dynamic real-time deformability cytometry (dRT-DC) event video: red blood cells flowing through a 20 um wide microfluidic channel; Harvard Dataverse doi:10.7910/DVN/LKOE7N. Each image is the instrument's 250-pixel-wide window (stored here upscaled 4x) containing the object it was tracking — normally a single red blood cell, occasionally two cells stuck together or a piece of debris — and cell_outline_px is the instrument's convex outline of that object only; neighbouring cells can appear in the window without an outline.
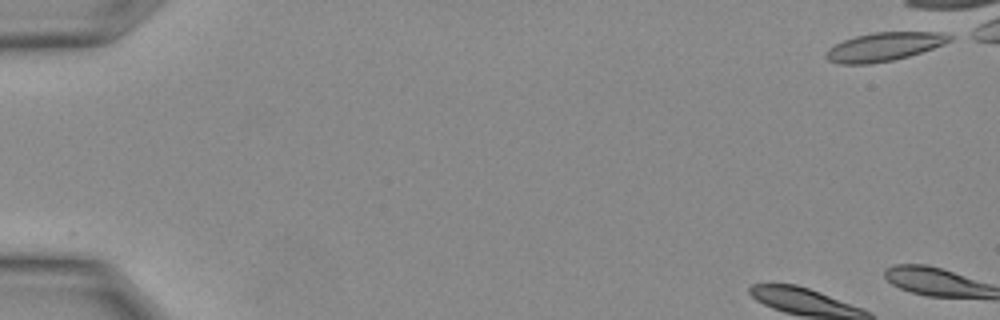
{"species": "Egyptian fruit bat (a non-hibernating species)", "species_latin": "Rousettus aegyptiacus", "temperature_condition": "warm", "stored_images_in_passage": 2, "camera_frame_rate_fps": 3000, "um_per_image_px": 0.085, "animal": {"sex": "female"}, "frame": {"image": 1, "passage_image": 1, "time_ms": 0.0, "image_size_px": [1000, 320], "cell_outline_px": [[952, 40], [944, 44], [908, 56], [892, 60], [868, 64], [840, 64], [828, 60], [824, 56], [828, 48], [844, 40], [856, 36], [872, 32], [944, 32], [952, 36]], "centroid_in_image_um": [75.14, 3.97], "position_along_channel_um": 9.9, "area_um2": 20.46}}